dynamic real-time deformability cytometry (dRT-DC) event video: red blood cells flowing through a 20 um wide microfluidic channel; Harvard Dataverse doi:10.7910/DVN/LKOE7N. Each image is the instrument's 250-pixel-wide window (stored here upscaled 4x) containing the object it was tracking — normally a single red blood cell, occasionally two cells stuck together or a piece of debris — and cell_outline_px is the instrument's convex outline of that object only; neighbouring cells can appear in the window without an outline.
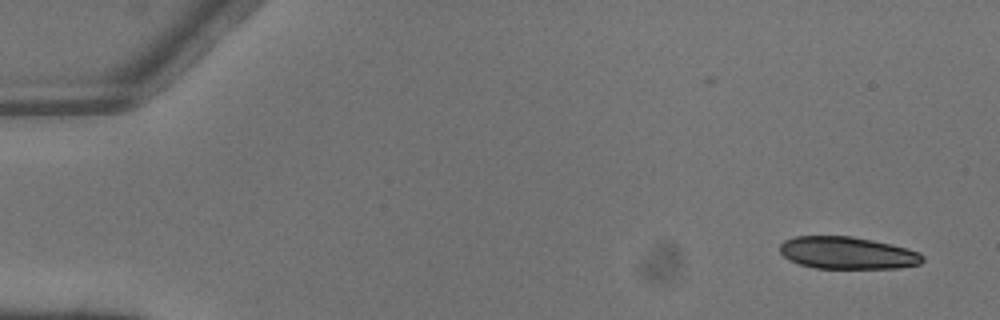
{"species": "common noctule bat (a hibernating species)", "species_latin": "Nyctalus noctula", "temperature_condition": "warm", "stored_images_in_passage": 5, "camera_frame_rate_fps": 3000, "um_per_image_px": 0.085, "animal": {"sex": "male", "body_mass_g": 13.3}, "frame": {"image": 1, "passage_image": 1, "time_ms": 0.0, "image_size_px": [1000, 320], "cell_outline_px": [[924, 260], [920, 264], [900, 268], [816, 268], [800, 264], [788, 260], [780, 252], [780, 244], [784, 240], [792, 236], [852, 236], [892, 244], [908, 248], [920, 252], [924, 256]], "centroid_in_image_um": [72.04, 21.49], "position_along_channel_um": 13.0, "area_um2": 27.05}}
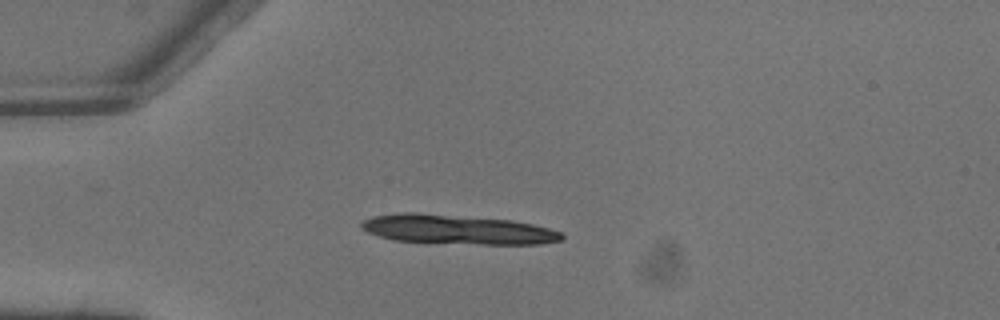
{"frame": {"image": 2, "passage_image": 3, "time_ms": 0.667, "image_size_px": [1000, 320], "cell_outline_px": [[564, 240], [540, 244], [480, 244], [396, 240], [380, 236], [368, 232], [360, 228], [360, 224], [364, 220], [372, 216], [400, 212], [416, 212], [512, 220], [532, 224], [564, 232]], "centroid_in_image_um": [38.91, 19.5], "position_along_channel_um": 46.1, "area_um2": 34.28}}
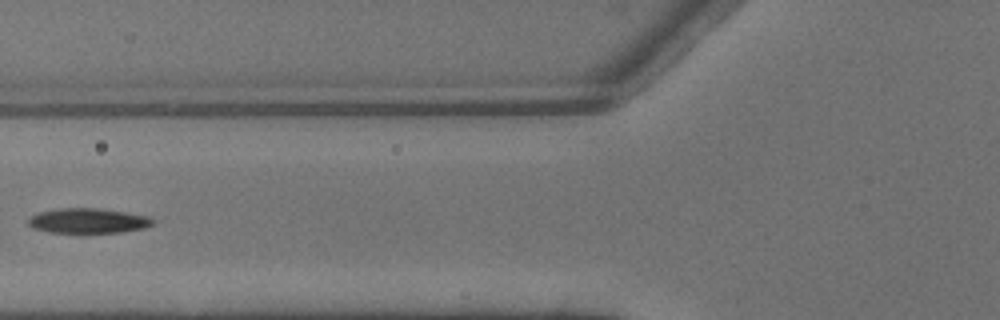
{"frame": {"image": 3, "passage_image": 5, "time_ms": 1.333, "image_size_px": [1000, 320], "cell_outline_px": [[152, 224], [144, 228], [120, 232], [52, 232], [36, 228], [28, 224], [28, 220], [32, 216], [40, 212], [56, 208], [100, 208], [148, 216], [152, 220]], "centroid_in_image_um": [7.49, 18.75], "position_along_channel_um": 118.3, "area_um2": 17.69}}